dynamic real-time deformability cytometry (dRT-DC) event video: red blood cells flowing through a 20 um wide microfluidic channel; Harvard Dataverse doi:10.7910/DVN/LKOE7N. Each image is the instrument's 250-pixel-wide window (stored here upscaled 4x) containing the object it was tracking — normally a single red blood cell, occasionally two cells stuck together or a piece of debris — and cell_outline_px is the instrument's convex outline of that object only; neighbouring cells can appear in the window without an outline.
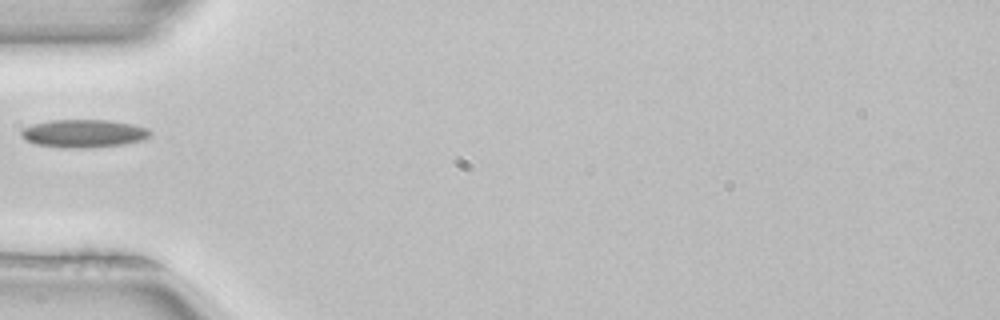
{"species": "common noctule bat (a hibernating species)", "species_latin": "Nyctalus noctula", "temperature_condition": "room temperature", "stored_images_in_passage": 1, "camera_frame_rate_fps": 3000, "um_per_image_px": 0.085, "animal": {"sex": "female", "body_mass_g": 22.7, "forearm_length_mm": 54.2}, "frame": {"image": 1, "passage_image": 1, "time_ms": 0.0, "image_size_px": [1000, 320], "cell_outline_px": [[152, 136], [144, 140], [124, 144], [88, 148], [68, 148], [36, 144], [24, 140], [20, 136], [20, 132], [24, 128], [32, 124], [52, 120], [108, 120], [132, 124], [148, 128], [152, 132]], "centroid_in_image_um": [7.14, 11.35], "position_along_channel_um": 77.9, "area_um2": 21.21}}